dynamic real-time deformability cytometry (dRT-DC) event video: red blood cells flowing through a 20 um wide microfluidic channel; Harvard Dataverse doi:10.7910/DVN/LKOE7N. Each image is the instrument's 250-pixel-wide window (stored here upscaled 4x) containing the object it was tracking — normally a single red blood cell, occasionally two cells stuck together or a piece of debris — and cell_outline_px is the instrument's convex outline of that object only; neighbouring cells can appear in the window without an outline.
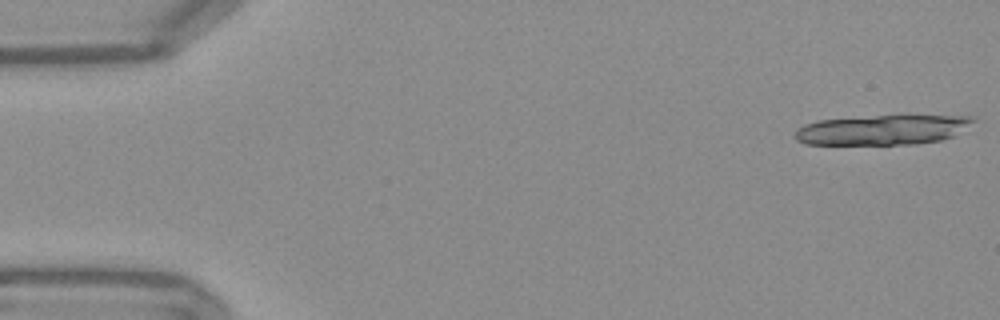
{"species": "Egyptian fruit bat (a non-hibernating species)", "species_latin": "Rousettus aegyptiacus", "temperature_condition": "warm", "stored_images_in_passage": 18, "camera_frame_rate_fps": 3000, "um_per_image_px": 0.085, "frame": {"image": 1, "passage_image": 1, "time_ms": 0.0, "image_size_px": [1000, 320], "cell_outline_px": [[976, 120], [952, 136], [940, 140], [916, 144], [804, 144], [796, 140], [792, 136], [796, 128], [804, 124], [820, 120], [876, 116], [976, 116]], "centroid_in_image_um": [74.94, 11.04], "position_along_channel_um": 10.1, "area_um2": 30.75}}